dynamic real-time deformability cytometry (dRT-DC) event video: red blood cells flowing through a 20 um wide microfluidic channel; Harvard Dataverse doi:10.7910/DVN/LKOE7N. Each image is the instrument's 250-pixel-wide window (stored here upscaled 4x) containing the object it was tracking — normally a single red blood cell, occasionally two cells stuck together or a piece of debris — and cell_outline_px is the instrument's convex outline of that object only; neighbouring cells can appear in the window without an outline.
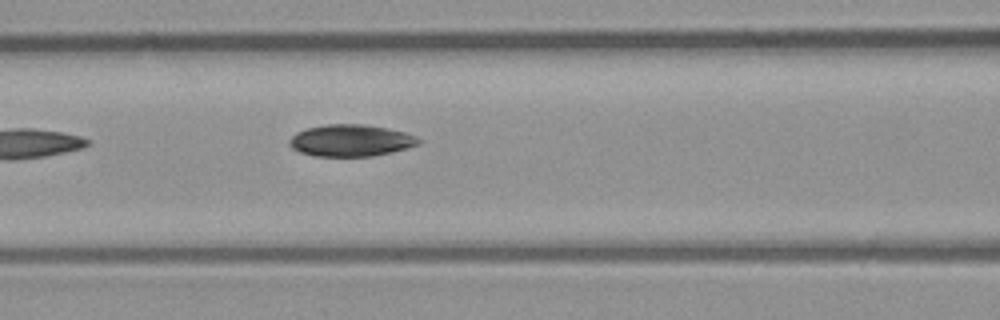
{"species": "common noctule bat (a hibernating species)", "species_latin": "Nyctalus noctula", "temperature_condition": "room temperature", "stored_images_in_passage": 6, "camera_frame_rate_fps": 3000, "um_per_image_px": 0.085, "animal": {"sex": "male", "body_mass_g": 23.1, "forearm_length_mm": 52.7}, "frame": {"image": 1, "passage_image": 6, "time_ms": 1.667, "image_size_px": [1000, 320], "cell_outline_px": [[424, 140], [420, 144], [408, 148], [392, 152], [372, 156], [316, 156], [300, 152], [292, 148], [288, 144], [288, 140], [296, 132], [308, 128], [328, 124], [364, 124], [388, 128], [404, 132], [416, 136]], "centroid_in_image_um": [29.85, 11.94], "position_along_channel_um": 136.7, "area_um2": 24.1}}